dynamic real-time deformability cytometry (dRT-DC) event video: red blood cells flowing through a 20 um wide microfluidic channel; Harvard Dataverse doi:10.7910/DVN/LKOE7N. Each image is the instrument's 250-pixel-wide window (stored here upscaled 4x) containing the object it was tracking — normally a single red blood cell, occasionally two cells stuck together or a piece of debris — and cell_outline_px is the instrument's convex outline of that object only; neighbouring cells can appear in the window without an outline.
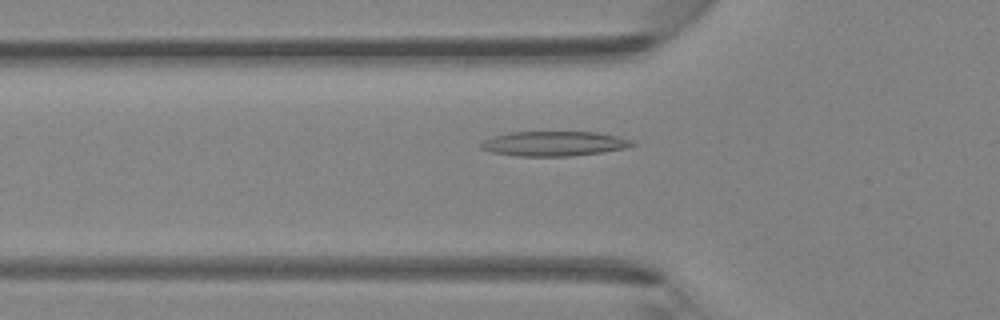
{"species": "Egyptian fruit bat (a non-hibernating species)", "species_latin": "Rousettus aegyptiacus", "temperature_condition": "room temperature", "stored_images_in_passage": 46, "camera_frame_rate_fps": 3000, "um_per_image_px": 0.085, "animal": {"sex": "female"}, "frame": {"image": 1, "passage_image": 16, "time_ms": 5.0, "image_size_px": [1000, 320], "cell_outline_px": [[636, 144], [624, 148], [600, 152], [572, 156], [516, 156], [492, 152], [480, 148], [480, 144], [484, 140], [492, 136], [512, 132], [596, 132], [616, 136], [632, 140]], "centroid_in_image_um": [47.06, 12.21], "position_along_channel_um": 78.7, "area_um2": 21.68}}
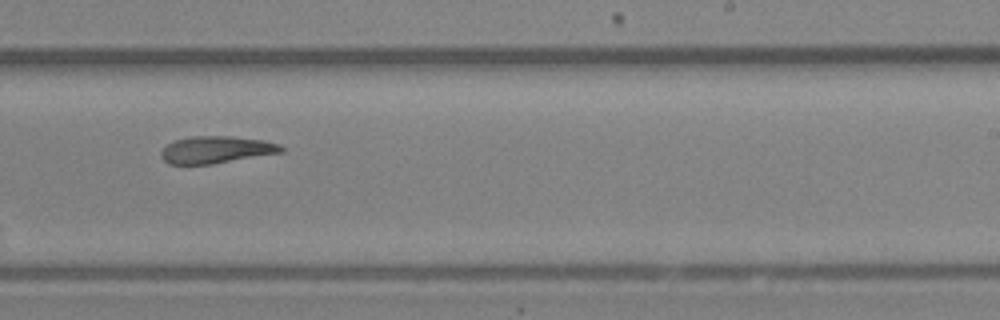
{"frame": {"image": 2, "passage_image": 29, "time_ms": 9.333, "image_size_px": [1000, 320], "cell_outline_px": [[284, 152], [212, 164], [168, 164], [160, 156], [160, 152], [172, 140], [188, 136], [232, 136], [264, 140], [280, 144], [284, 148]], "centroid_in_image_um": [18.37, 12.72], "position_along_channel_um": 270.6, "area_um2": 19.19}}
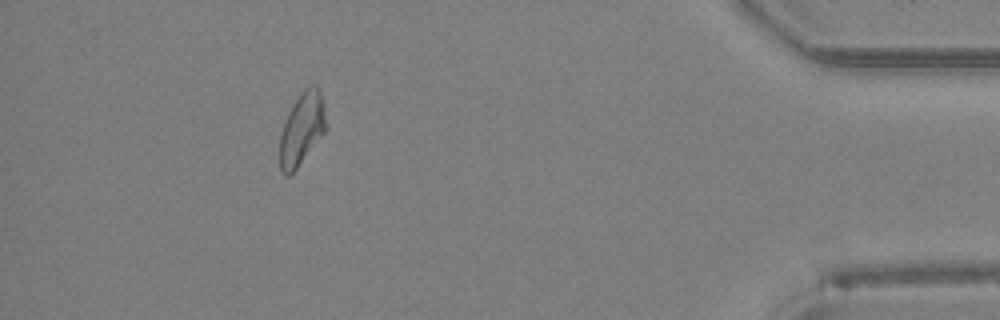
{"frame": {"image": 3, "passage_image": 42, "time_ms": 13.667, "image_size_px": [1000, 320], "cell_outline_px": [[328, 128], [296, 168], [288, 176], [284, 176], [280, 172], [280, 136], [288, 112], [292, 104], [300, 92], [308, 84], [316, 84], [320, 88], [324, 100]], "centroid_in_image_um": [25.69, 10.88], "position_along_channel_um": 409.5, "area_um2": 19.88}}